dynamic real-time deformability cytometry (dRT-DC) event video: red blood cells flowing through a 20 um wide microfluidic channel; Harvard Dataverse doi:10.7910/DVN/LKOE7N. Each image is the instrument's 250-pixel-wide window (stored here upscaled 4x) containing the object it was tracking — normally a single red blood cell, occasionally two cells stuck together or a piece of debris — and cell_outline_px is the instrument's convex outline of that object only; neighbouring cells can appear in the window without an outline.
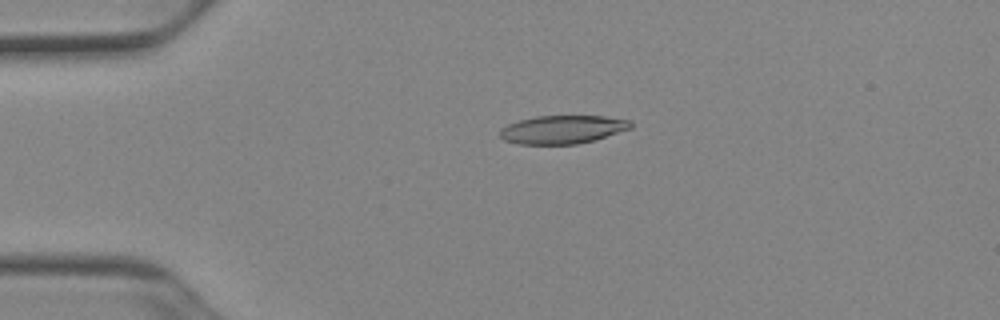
{"species": "Egyptian fruit bat (a non-hibernating species)", "species_latin": "Rousettus aegyptiacus", "temperature_condition": "cold", "stored_images_in_passage": 52, "camera_frame_rate_fps": 3000, "um_per_image_px": 0.085, "animal": {"sex": "female"}, "frame": {"image": 1, "passage_image": 12, "time_ms": 3.667, "image_size_px": [1000, 320], "cell_outline_px": [[632, 128], [596, 140], [576, 144], [520, 144], [504, 140], [500, 136], [500, 128], [508, 124], [520, 120], [536, 116], [604, 116], [628, 120], [632, 124]], "centroid_in_image_um": [47.82, 11.01], "position_along_channel_um": 37.2, "area_um2": 21.56}}
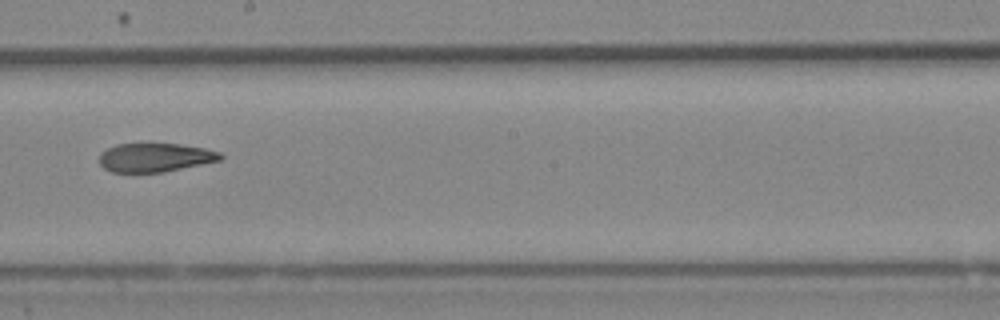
{"frame": {"image": 2, "passage_image": 30, "time_ms": 9.667, "image_size_px": [1000, 320], "cell_outline_px": [[224, 156], [220, 160], [164, 172], [112, 172], [104, 168], [100, 164], [100, 152], [116, 144], [180, 144], [204, 148], [220, 152]], "centroid_in_image_um": [13.17, 13.39], "position_along_channel_um": 235.0, "area_um2": 20.17}}
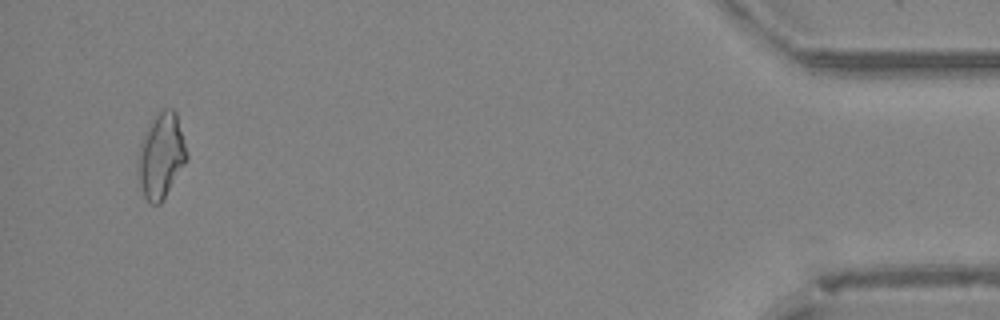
{"frame": {"image": 3, "passage_image": 50, "time_ms": 16.333, "image_size_px": [1000, 320], "cell_outline_px": [[188, 156], [184, 164], [160, 204], [148, 204], [144, 196], [140, 184], [140, 144], [148, 124], [152, 116], [164, 108], [172, 108], [176, 112]], "centroid_in_image_um": [13.71, 13.19], "position_along_channel_um": 421.5, "area_um2": 23.52}, "authors_computed_cell_mechanics": {"area_um2": 22.0507, "velocity_mm_per_s": 3.9274, "shape_relaxation_time_tau1_ms": 6.6892, "shape_relaxation_time_tau2_ms": 7.8861, "deformation_change_tau1": 0.2062, "deformation_change_tau2": 0.1928}}